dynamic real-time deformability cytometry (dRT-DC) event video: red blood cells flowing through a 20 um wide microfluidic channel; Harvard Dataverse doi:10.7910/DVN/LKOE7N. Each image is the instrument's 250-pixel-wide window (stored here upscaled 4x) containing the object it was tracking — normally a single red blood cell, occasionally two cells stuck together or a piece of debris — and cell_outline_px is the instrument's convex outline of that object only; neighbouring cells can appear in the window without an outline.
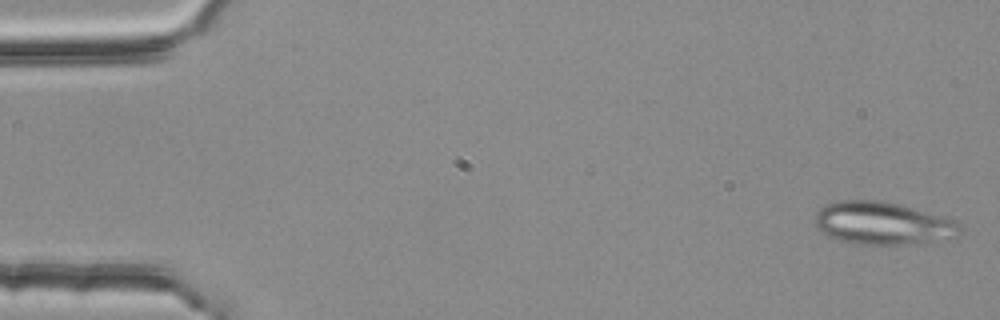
{"species": "common noctule bat (a hibernating species)", "species_latin": "Nyctalus noctula", "temperature_condition": "room temperature", "stored_images_in_passage": 4, "camera_frame_rate_fps": 3000, "um_per_image_px": 0.085, "animal": {"sex": "female", "body_mass_g": 25.1}, "frame": {"image": 1, "passage_image": 1, "time_ms": 0.0, "image_size_px": [1000, 320], "cell_outline_px": [[964, 228], [952, 240], [908, 244], [856, 244], [840, 240], [828, 236], [820, 232], [816, 228], [816, 212], [824, 204], [836, 200], [884, 200], [948, 216], [956, 220]], "centroid_in_image_um": [75.11, 18.97], "position_along_channel_um": 9.9, "area_um2": 37.05}}